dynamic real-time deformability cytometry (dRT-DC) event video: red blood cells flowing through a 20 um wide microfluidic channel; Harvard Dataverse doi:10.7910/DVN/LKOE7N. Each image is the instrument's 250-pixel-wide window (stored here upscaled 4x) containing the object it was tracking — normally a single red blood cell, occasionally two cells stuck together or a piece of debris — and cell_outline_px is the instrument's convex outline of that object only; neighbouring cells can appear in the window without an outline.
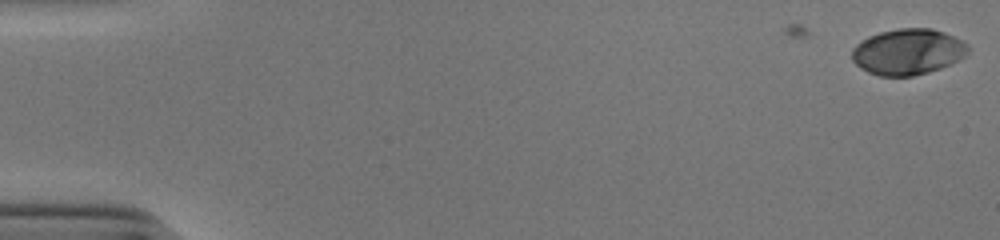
{"species": "human", "species_latin": "Homo sapiens", "temperature_condition": "cold", "stored_images_in_passage": 48, "camera_frame_rate_fps": 3000, "um_per_image_px": 0.085, "donor": {"sex": "male"}, "frame": {"image": 1, "passage_image": 1, "time_ms": 0.0, "image_size_px": [1000, 240], "cell_outline_px": [[968, 52], [964, 56], [940, 68], [928, 72], [912, 76], [880, 76], [868, 72], [860, 68], [852, 60], [852, 48], [860, 40], [868, 36], [880, 32], [900, 28], [932, 28], [944, 32], [968, 44]], "centroid_in_image_um": [77.12, 4.39], "position_along_channel_um": 7.9, "area_um2": 30.98}}
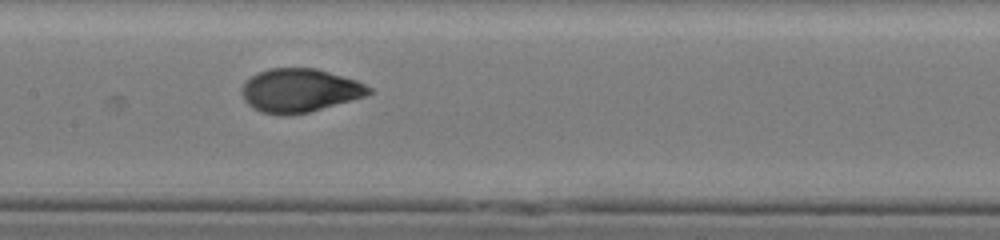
{"frame": {"image": 2, "passage_image": 27, "time_ms": 8.667, "image_size_px": [1000, 240], "cell_outline_px": [[372, 92], [364, 96], [308, 112], [284, 116], [280, 116], [260, 112], [252, 108], [244, 100], [240, 92], [240, 88], [252, 76], [268, 68], [316, 68], [356, 80], [372, 88]], "centroid_in_image_um": [25.42, 7.69], "position_along_channel_um": 182.0, "area_um2": 32.14}}
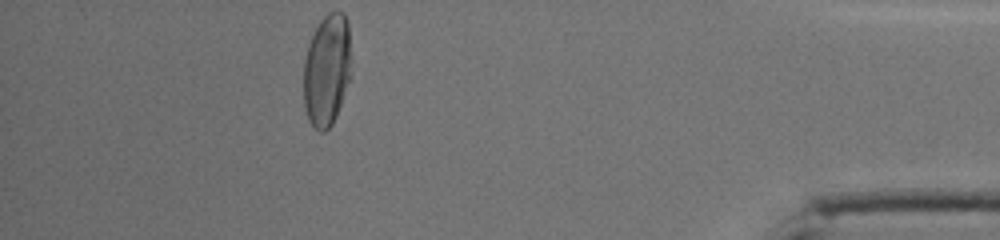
{"frame": {"image": 3, "passage_image": 48, "time_ms": 15.667, "image_size_px": [1000, 240], "cell_outline_px": [[352, 76], [336, 116], [332, 124], [324, 132], [320, 132], [308, 120], [304, 104], [304, 60], [308, 44], [320, 20], [328, 12], [344, 12], [348, 20], [352, 60]], "centroid_in_image_um": [27.82, 5.93], "position_along_channel_um": 407.4, "area_um2": 31.73}, "authors_computed_cell_mechanics": {"area_um2": 31.8767, "velocity_mm_per_s": 3.8867, "shape_relaxation_time_tau1_ms": 5.0202, "shape_relaxation_time_tau2_ms": null, "deformation_change_tau1": 0.2182, "deformation_change_tau2": null}}